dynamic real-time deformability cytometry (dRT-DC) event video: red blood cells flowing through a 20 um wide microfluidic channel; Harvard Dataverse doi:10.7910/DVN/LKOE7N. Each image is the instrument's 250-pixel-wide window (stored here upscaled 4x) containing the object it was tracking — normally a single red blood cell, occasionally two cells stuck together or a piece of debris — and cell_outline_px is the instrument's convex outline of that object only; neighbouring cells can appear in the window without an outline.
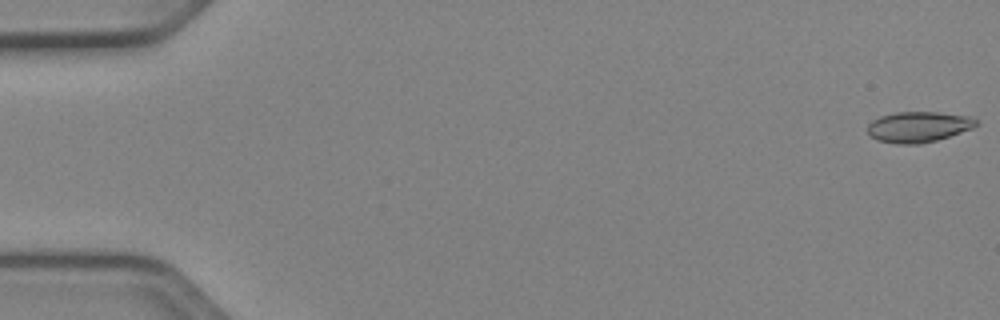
{"species": "Egyptian fruit bat (a non-hibernating species)", "species_latin": "Rousettus aegyptiacus", "temperature_condition": "cold", "stored_images_in_passage": 52, "camera_frame_rate_fps": 3000, "um_per_image_px": 0.085, "animal": {"sex": "female"}, "frame": {"image": 1, "passage_image": 1, "time_ms": 0.0, "image_size_px": [1000, 320], "cell_outline_px": [[976, 124], [972, 128], [936, 140], [920, 144], [896, 144], [876, 140], [868, 136], [868, 124], [872, 120], [880, 116], [896, 112], [936, 112], [972, 116], [976, 120]], "centroid_in_image_um": [78.01, 10.78], "position_along_channel_um": 7.0, "area_um2": 19.42}}
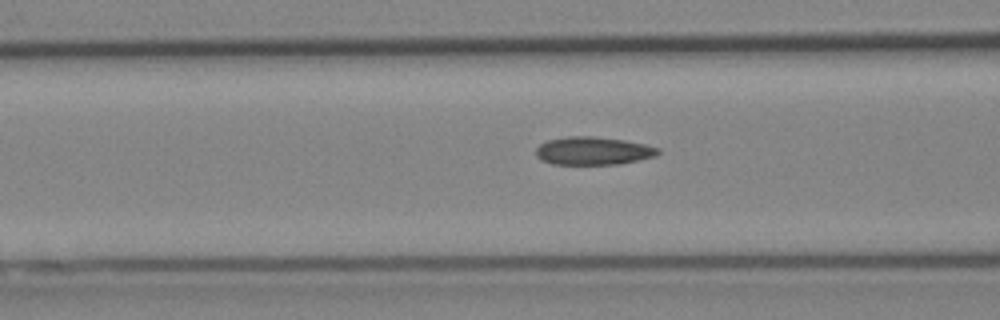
{"frame": {"image": 2, "passage_image": 21, "time_ms": 6.667, "image_size_px": [1000, 320], "cell_outline_px": [[660, 152], [656, 156], [616, 164], [552, 164], [540, 160], [536, 156], [536, 148], [540, 144], [548, 140], [568, 136], [596, 136], [624, 140], [644, 144], [660, 148]], "centroid_in_image_um": [50.39, 12.81], "position_along_channel_um": 116.2, "area_um2": 19.94}}
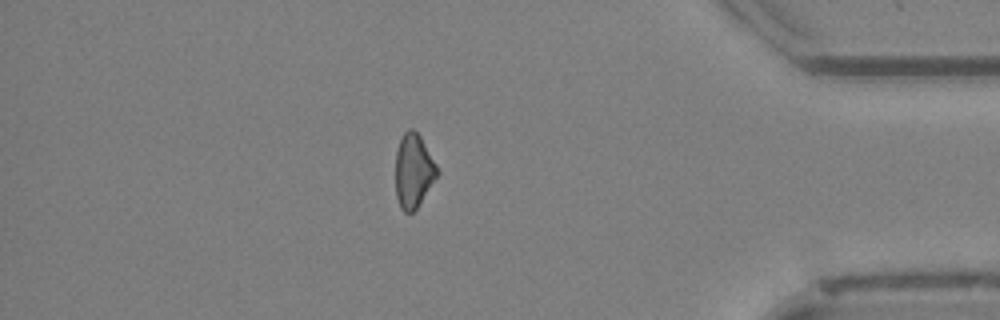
{"frame": {"image": 3, "passage_image": 45, "time_ms": 14.667, "image_size_px": [1000, 320], "cell_outline_px": [[440, 172], [416, 208], [412, 212], [404, 212], [400, 208], [396, 196], [396, 152], [400, 140], [404, 132], [408, 128], [412, 128], [420, 136], [436, 164]], "centroid_in_image_um": [35.14, 14.51], "position_along_channel_um": 400.1, "area_um2": 17.74}}